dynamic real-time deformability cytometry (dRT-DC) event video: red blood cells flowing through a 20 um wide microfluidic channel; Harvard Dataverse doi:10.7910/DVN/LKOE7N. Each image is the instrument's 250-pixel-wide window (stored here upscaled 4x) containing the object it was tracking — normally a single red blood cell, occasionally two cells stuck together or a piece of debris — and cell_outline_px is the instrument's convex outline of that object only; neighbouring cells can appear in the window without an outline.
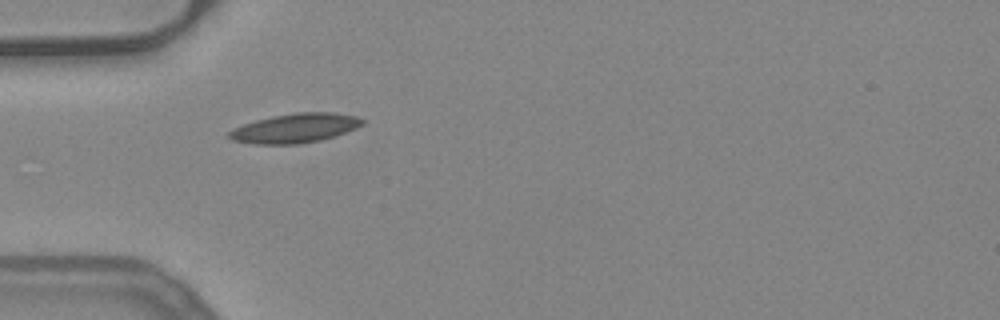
{"species": "common noctule bat (a hibernating species)", "species_latin": "Nyctalus noctula", "temperature_condition": "warm", "stored_images_in_passage": 37, "camera_frame_rate_fps": 3000, "um_per_image_px": 0.085, "animal": {"sex": "female", "body_mass_g": 24.6, "forearm_length_mm": 56.2}, "frame": {"image": 1, "passage_image": 1, "time_ms": 0.0, "image_size_px": [1000, 320], "cell_outline_px": [[364, 124], [356, 128], [320, 140], [296, 144], [252, 144], [232, 140], [228, 136], [228, 132], [232, 128], [256, 120], [272, 116], [296, 112], [332, 112], [356, 116], [364, 120]], "centroid_in_image_um": [25.05, 10.89], "position_along_channel_um": 60.0, "area_um2": 22.66}}
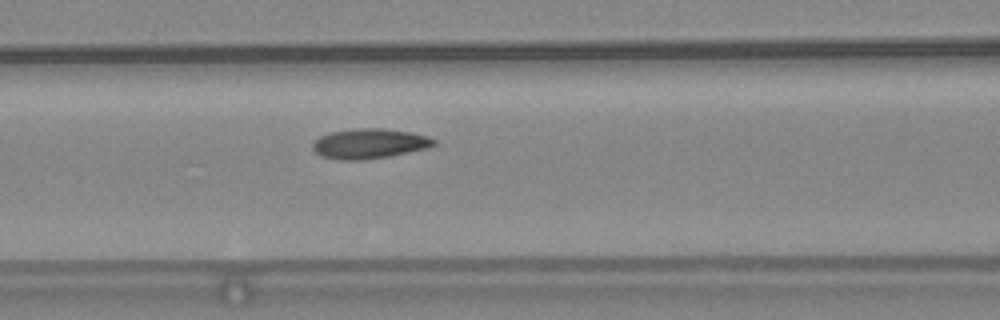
{"frame": {"image": 2, "passage_image": 7, "time_ms": 2.0, "image_size_px": [1000, 320], "cell_outline_px": [[436, 144], [428, 148], [388, 156], [364, 160], [340, 160], [320, 156], [312, 148], [312, 144], [320, 136], [332, 132], [360, 128], [380, 128], [412, 132], [428, 136], [436, 140]], "centroid_in_image_um": [31.41, 12.21], "position_along_channel_um": 135.2, "area_um2": 21.1}}
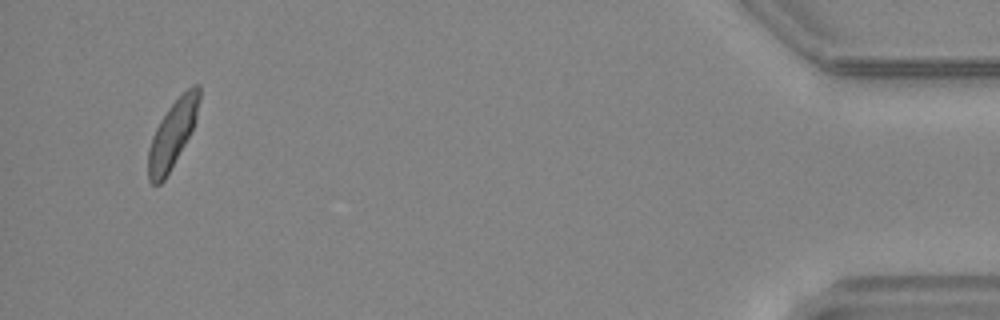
{"frame": {"image": 3, "passage_image": 35, "time_ms": 11.333, "image_size_px": [1000, 320], "cell_outline_px": [[200, 100], [196, 120], [184, 144], [164, 180], [160, 184], [152, 184], [148, 180], [148, 148], [152, 136], [160, 120], [168, 108], [192, 84], [200, 84]], "centroid_in_image_um": [14.65, 11.38], "position_along_channel_um": 420.5, "area_um2": 19.59}, "authors_computed_cell_mechanics": {"area_um2": 20.2878, "velocity_mm_per_s": 3.9028, "shape_relaxation_time_tau1_ms": 7.1831, "shape_relaxation_time_tau2_ms": 2.6888, "deformation_change_tau1": 0.1782, "deformation_change_tau2": 0.0746}}